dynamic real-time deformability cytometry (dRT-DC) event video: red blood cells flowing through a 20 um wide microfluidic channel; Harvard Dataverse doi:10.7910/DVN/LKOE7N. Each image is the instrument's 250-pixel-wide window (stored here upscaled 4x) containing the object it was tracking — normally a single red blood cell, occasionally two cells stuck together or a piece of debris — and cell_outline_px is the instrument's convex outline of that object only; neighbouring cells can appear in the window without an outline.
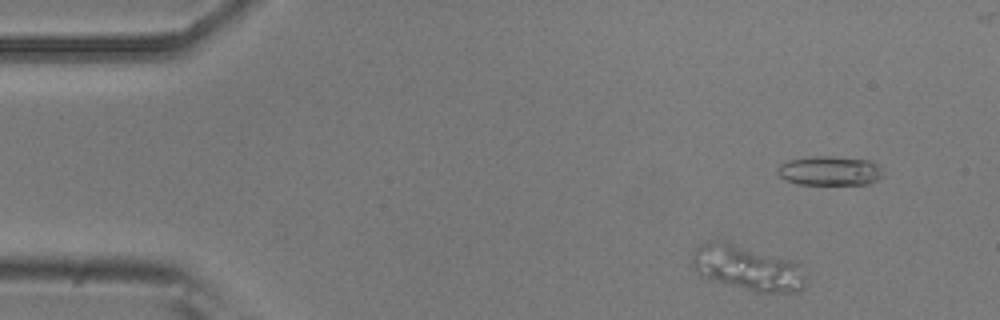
{"species": "common noctule bat (a hibernating species)", "species_latin": "Nyctalus noctula", "temperature_condition": "room temperature", "stored_images_in_passage": 50, "camera_frame_rate_fps": 3000, "um_per_image_px": 0.085, "animal": {"sex": "male", "body_mass_g": 20.5, "forearm_length_mm": 52.5}, "frame": {"image": 1, "passage_image": 4, "time_ms": 1.0, "image_size_px": [1000, 320], "cell_outline_px": [[808, 284], [800, 292], [756, 292], [712, 280], [700, 276], [692, 268], [692, 252], [700, 244], [716, 240], [732, 244], [792, 260], [800, 264], [808, 276]], "centroid_in_image_um": [63.58, 22.81], "position_along_channel_um": 21.4, "area_um2": 29.94}}
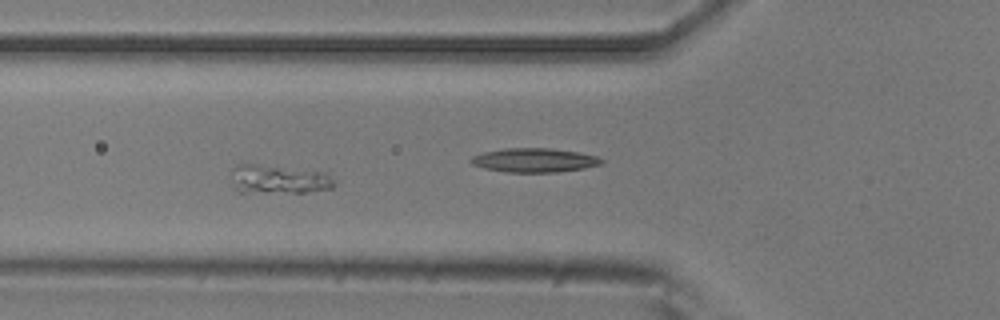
{"frame": {"image": 2, "passage_image": 17, "time_ms": 5.333, "image_size_px": [1000, 320], "cell_outline_px": [[336, 184], [332, 188], [304, 192], [240, 192], [232, 184], [232, 168], [236, 164], [256, 164], [328, 172]], "centroid_in_image_um": [23.69, 15.23], "position_along_channel_um": 102.1, "area_um2": 17.28}}
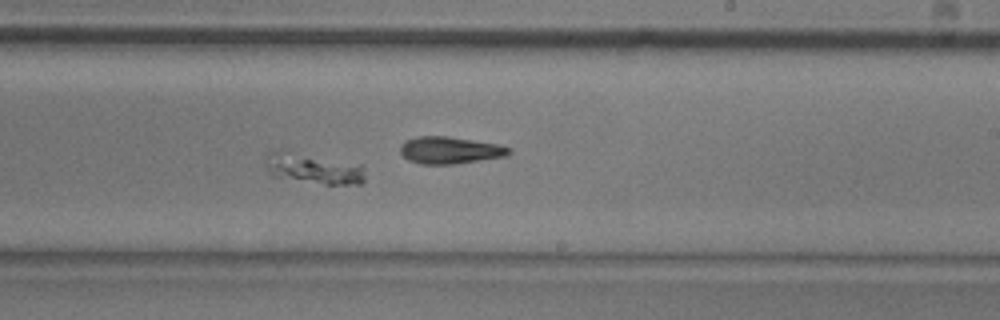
{"frame": {"image": 3, "passage_image": 30, "time_ms": 9.667, "image_size_px": [1000, 320], "cell_outline_px": [[364, 180], [360, 184], [324, 184], [272, 176], [268, 172], [264, 164], [268, 152], [280, 148], [284, 148], [364, 164]], "centroid_in_image_um": [26.61, 14.26], "position_along_channel_um": 262.4, "area_um2": 18.61}}